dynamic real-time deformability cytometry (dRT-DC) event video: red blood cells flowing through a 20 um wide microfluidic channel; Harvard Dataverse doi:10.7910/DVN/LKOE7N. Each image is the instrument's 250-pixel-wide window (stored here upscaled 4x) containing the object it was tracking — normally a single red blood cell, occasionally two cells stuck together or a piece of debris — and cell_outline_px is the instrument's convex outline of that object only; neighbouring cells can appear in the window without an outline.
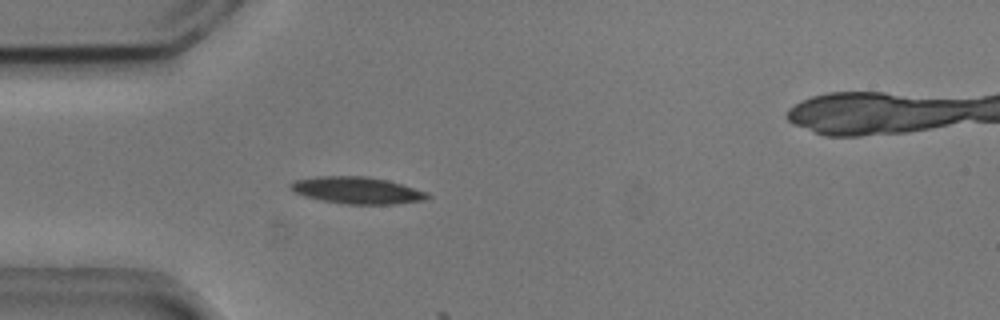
{"species": "common noctule bat (a hibernating species)", "species_latin": "Nyctalus noctula", "temperature_condition": "cold", "stored_images_in_passage": 10, "camera_frame_rate_fps": 3000, "um_per_image_px": 0.085, "animal": {"sex": "male", "body_mass_g": 20.5, "forearm_length_mm": 52.5}, "frame": {"image": 1, "passage_image": 9, "time_ms": 2.667, "image_size_px": [1000, 320], "cell_outline_px": [[432, 196], [424, 200], [392, 204], [348, 204], [320, 200], [296, 192], [288, 184], [292, 180], [316, 176], [368, 176], [388, 180], [428, 192]], "centroid_in_image_um": [30.37, 16.16], "position_along_channel_um": 54.6, "area_um2": 21.39}}